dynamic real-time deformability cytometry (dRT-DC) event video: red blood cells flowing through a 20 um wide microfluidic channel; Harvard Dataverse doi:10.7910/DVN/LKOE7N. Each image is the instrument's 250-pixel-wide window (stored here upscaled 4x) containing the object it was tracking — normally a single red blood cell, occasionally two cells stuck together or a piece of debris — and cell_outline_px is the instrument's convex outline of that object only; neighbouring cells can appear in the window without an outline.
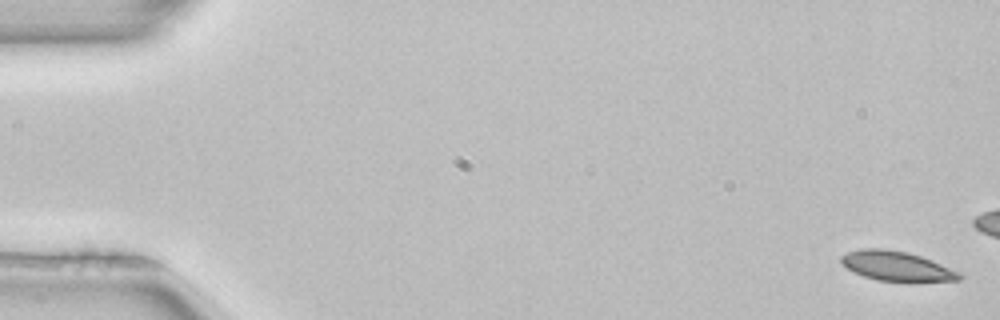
{"species": "common noctule bat (a hibernating species)", "species_latin": "Nyctalus noctula", "temperature_condition": "room temperature", "stored_images_in_passage": 14, "camera_frame_rate_fps": 3000, "um_per_image_px": 0.085, "animal": {"sex": "female", "body_mass_g": 22.7, "forearm_length_mm": 54.2}, "frame": {"image": 1, "passage_image": 1, "time_ms": 0.0, "image_size_px": [1000, 320], "cell_outline_px": [[964, 276], [960, 280], [916, 284], [904, 284], [876, 280], [864, 276], [840, 264], [840, 256], [848, 252], [860, 248], [880, 248], [908, 252], [920, 256], [940, 264]], "centroid_in_image_um": [76.23, 22.67], "position_along_channel_um": 8.8, "area_um2": 21.1}}